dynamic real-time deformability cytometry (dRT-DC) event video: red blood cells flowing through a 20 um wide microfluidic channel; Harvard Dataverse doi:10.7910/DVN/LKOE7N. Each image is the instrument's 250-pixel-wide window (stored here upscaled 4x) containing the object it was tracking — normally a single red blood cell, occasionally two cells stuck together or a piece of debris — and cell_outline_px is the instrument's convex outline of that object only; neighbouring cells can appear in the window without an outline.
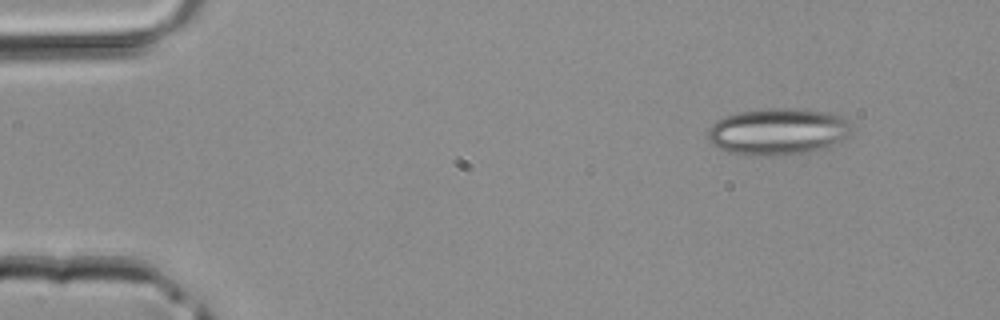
{"species": "common noctule bat (a hibernating species)", "species_latin": "Nyctalus noctula", "temperature_condition": "room temperature", "stored_images_in_passage": 39, "camera_frame_rate_fps": 3000, "um_per_image_px": 0.085, "animal": {"sex": "male", "body_mass_g": 20.4}, "frame": {"image": 1, "passage_image": 1, "time_ms": 0.0, "image_size_px": [1000, 320], "cell_outline_px": [[856, 128], [848, 136], [836, 144], [812, 152], [768, 156], [744, 156], [728, 152], [712, 144], [708, 140], [708, 128], [716, 120], [724, 116], [740, 112], [768, 108], [788, 108], [828, 112], [840, 116]], "centroid_in_image_um": [66.13, 11.2], "position_along_channel_um": 18.9, "area_um2": 39.65}}
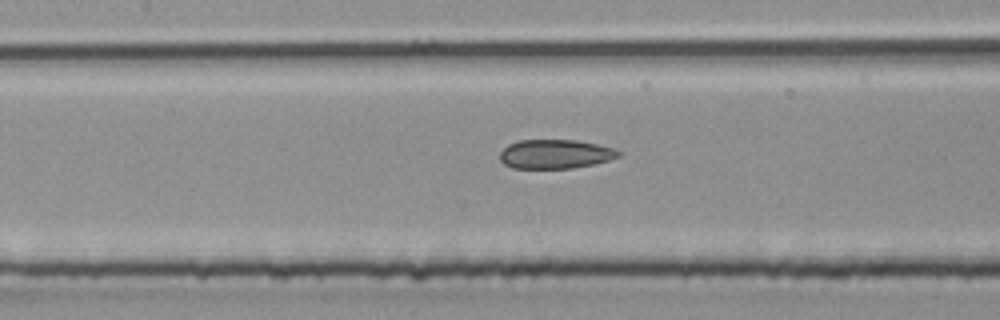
{"frame": {"image": 2, "passage_image": 16, "time_ms": 5.0, "image_size_px": [1000, 320], "cell_outline_px": [[624, 152], [620, 156], [608, 160], [592, 164], [572, 168], [512, 168], [504, 164], [500, 160], [500, 152], [508, 144], [520, 140], [576, 140], [596, 144], [612, 148]], "centroid_in_image_um": [47.19, 13.09], "position_along_channel_um": 160.2, "area_um2": 20.06}}
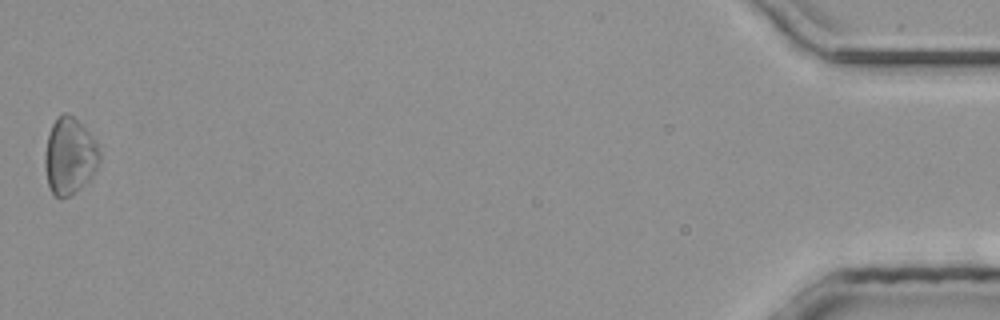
{"frame": {"image": 3, "passage_image": 39, "time_ms": 12.667, "image_size_px": [1000, 320], "cell_outline_px": [[100, 160], [96, 172], [84, 184], [68, 196], [60, 200], [52, 192], [48, 184], [44, 164], [44, 152], [48, 136], [52, 124], [64, 112], [68, 112], [88, 132], [96, 144], [100, 152]], "centroid_in_image_um": [5.9, 13.29], "position_along_channel_um": 429.3, "area_um2": 24.16}}